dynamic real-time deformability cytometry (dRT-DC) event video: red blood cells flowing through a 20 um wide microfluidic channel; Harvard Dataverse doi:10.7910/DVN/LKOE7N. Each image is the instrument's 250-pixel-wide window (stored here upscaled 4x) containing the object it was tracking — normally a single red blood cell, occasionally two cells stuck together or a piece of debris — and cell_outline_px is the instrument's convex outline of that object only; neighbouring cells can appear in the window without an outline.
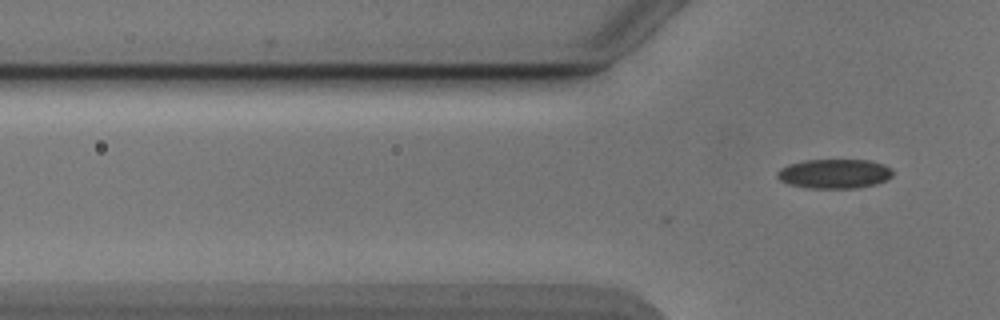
{"species": "Egyptian fruit bat (a non-hibernating species)", "species_latin": "Rousettus aegyptiacus", "temperature_condition": "cold", "stored_images_in_passage": 2, "camera_frame_rate_fps": 3000, "um_per_image_px": 0.085, "animal": {"sex": "male"}, "frame": {"image": 1, "passage_image": 2, "time_ms": 0.333, "image_size_px": [1000, 320], "cell_outline_px": [[892, 176], [888, 180], [876, 184], [856, 188], [808, 188], [788, 184], [780, 180], [776, 176], [776, 172], [780, 168], [788, 164], [804, 160], [868, 160], [884, 164], [892, 168]], "centroid_in_image_um": [70.92, 14.76], "position_along_channel_um": 54.9, "area_um2": 20.0}}